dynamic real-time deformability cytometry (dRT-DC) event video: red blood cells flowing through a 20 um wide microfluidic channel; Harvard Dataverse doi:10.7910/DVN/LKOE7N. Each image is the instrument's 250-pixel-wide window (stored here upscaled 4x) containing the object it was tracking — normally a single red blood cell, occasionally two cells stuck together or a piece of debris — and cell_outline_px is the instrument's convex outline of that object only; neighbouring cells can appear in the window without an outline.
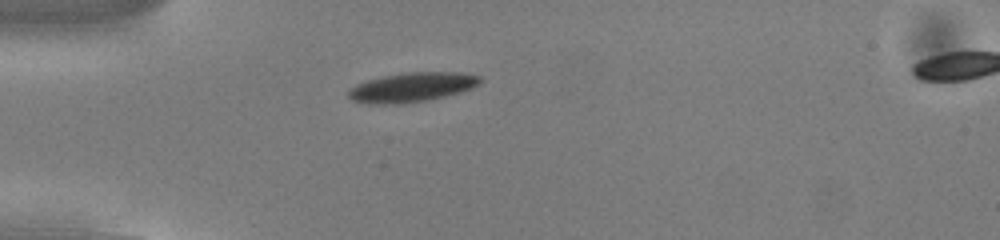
{"species": "common noctule bat (a hibernating species)", "species_latin": "Nyctalus noctula", "temperature_condition": "cold", "stored_images_in_passage": 28, "camera_frame_rate_fps": 3000, "um_per_image_px": 0.085, "animal": {"sex": "male", "body_mass_g": 13.0, "forearm_length_mm": 53.1}, "frame": {"image": 1, "passage_image": 13, "time_ms": 4.0, "image_size_px": [1000, 240], "cell_outline_px": [[484, 80], [480, 84], [472, 88], [460, 92], [428, 100], [400, 104], [368, 104], [352, 100], [348, 96], [348, 88], [356, 84], [368, 80], [384, 76], [408, 72], [460, 72], [480, 76]], "centroid_in_image_um": [35.02, 7.42], "position_along_channel_um": 50.0, "area_um2": 22.72}}
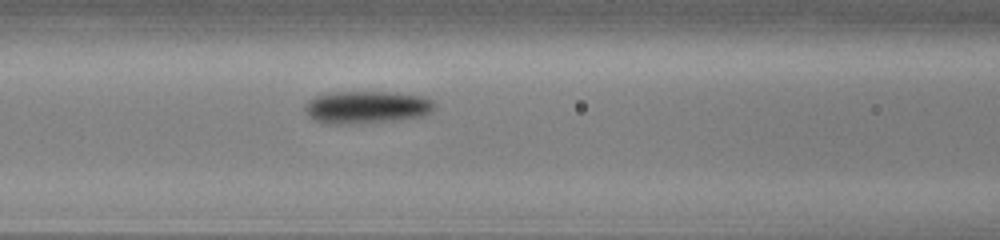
{"frame": {"image": 2, "passage_image": 21, "time_ms": 6.667, "image_size_px": [1000, 240], "cell_outline_px": [[436, 108], [424, 116], [392, 120], [348, 124], [328, 124], [316, 120], [308, 116], [304, 108], [308, 100], [316, 96], [336, 92], [396, 92], [424, 96], [432, 100], [436, 104]], "centroid_in_image_um": [31.2, 9.1], "position_along_channel_um": 135.4, "area_um2": 24.57}}
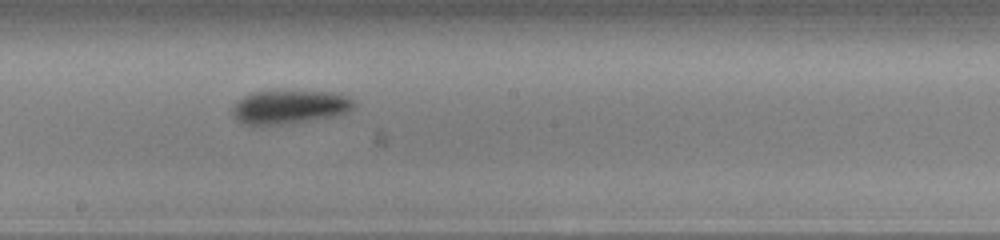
{"frame": {"image": 3, "passage_image": 28, "time_ms": 9.0, "image_size_px": [1000, 240], "cell_outline_px": [[356, 108], [348, 112], [336, 116], [276, 124], [244, 124], [236, 120], [232, 112], [232, 108], [244, 96], [252, 92], [340, 92], [348, 96], [356, 104]], "centroid_in_image_um": [24.68, 9.08], "position_along_channel_um": 223.5, "area_um2": 23.35}}